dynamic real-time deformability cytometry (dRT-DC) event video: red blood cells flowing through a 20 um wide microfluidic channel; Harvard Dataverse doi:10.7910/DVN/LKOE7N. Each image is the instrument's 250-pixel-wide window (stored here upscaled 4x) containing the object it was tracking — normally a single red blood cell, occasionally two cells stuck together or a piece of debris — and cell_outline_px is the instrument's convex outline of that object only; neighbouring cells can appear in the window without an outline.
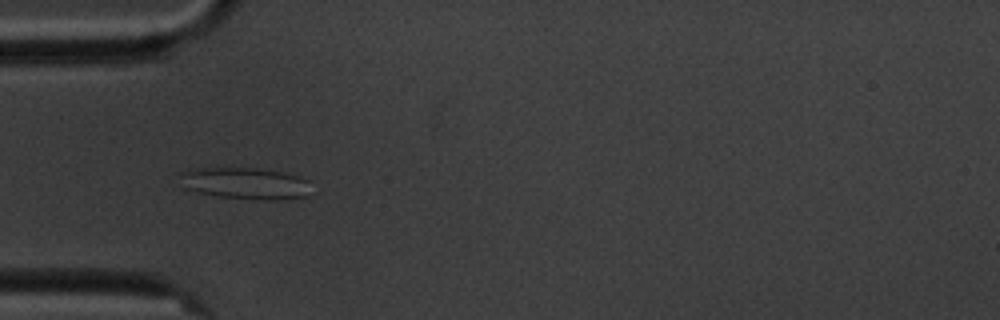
{"species": "common noctule bat (a hibernating species)", "species_latin": "Nyctalus noctula", "temperature_condition": "cold", "stored_images_in_passage": 6, "camera_frame_rate_fps": 3000, "um_per_image_px": 0.085, "animal": {"sex": "male", "body_mass_g": 20.1, "forearm_length_mm": 53.5}, "frame": {"image": 1, "passage_image": 5, "time_ms": 4.667, "image_size_px": [1000, 320], "cell_outline_px": [[308, 196], [276, 200], [256, 200], [216, 196], [184, 188], [180, 176], [180, 172], [188, 168], [256, 168], [280, 172], [300, 176], [308, 180]], "centroid_in_image_um": [20.82, 15.58], "position_along_channel_um": 64.2, "area_um2": 24.28}}
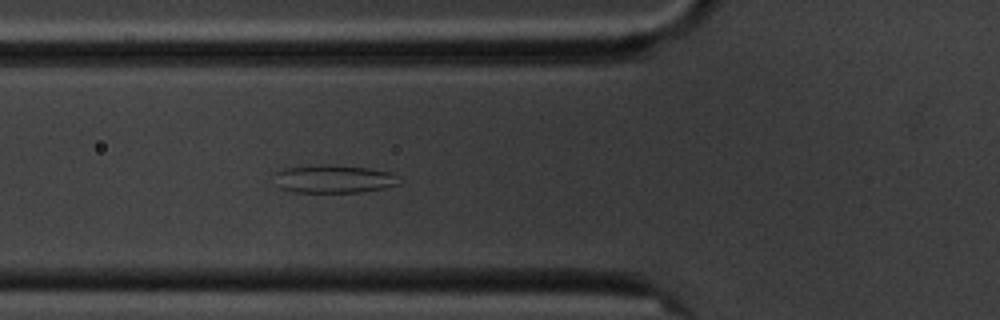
{"frame": {"image": 2, "passage_image": 6, "time_ms": 5.667, "image_size_px": [1000, 320], "cell_outline_px": [[404, 180], [400, 184], [384, 188], [360, 192], [292, 192], [280, 188], [276, 172], [284, 168], [320, 164], [328, 164], [368, 168], [392, 172]], "centroid_in_image_um": [28.47, 15.2], "position_along_channel_um": 97.3, "area_um2": 20.52}}